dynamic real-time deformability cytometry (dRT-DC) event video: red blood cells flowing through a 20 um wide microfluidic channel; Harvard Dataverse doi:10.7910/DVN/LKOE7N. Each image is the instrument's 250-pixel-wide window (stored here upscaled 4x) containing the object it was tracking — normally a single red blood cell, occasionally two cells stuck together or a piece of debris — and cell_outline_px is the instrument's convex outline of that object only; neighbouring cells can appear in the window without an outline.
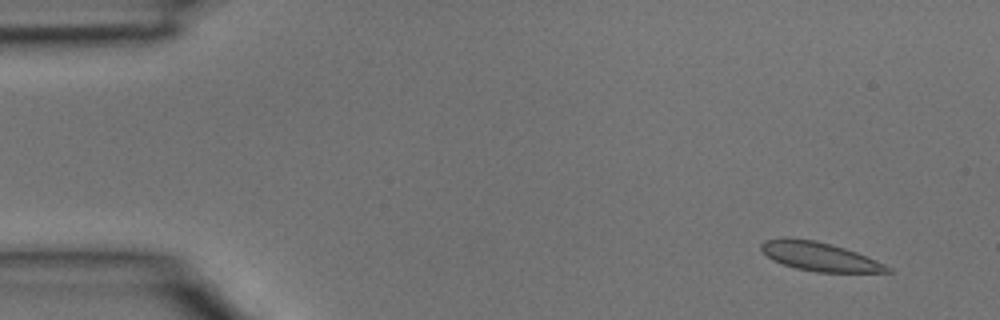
{"species": "common noctule bat (a hibernating species)", "species_latin": "Nyctalus noctula", "temperature_condition": "room temperature", "stored_images_in_passage": 4, "camera_frame_rate_fps": 3000, "um_per_image_px": 0.085, "animal": {"sex": "male", "body_mass_g": 15.6}, "frame": {"image": 1, "passage_image": 1, "time_ms": 0.0, "image_size_px": [1000, 320], "cell_outline_px": [[892, 272], [816, 272], [796, 268], [772, 260], [760, 248], [760, 244], [764, 240], [784, 236], [788, 236], [816, 240], [832, 244], [856, 252], [876, 260], [892, 268]], "centroid_in_image_um": [69.62, 21.78], "position_along_channel_um": 15.4, "area_um2": 21.33}}
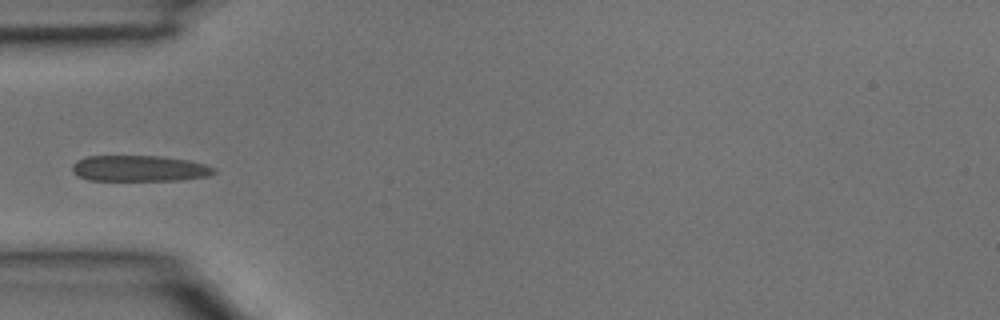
{"frame": {"image": 2, "passage_image": 4, "time_ms": 1.0, "image_size_px": [1000, 320], "cell_outline_px": [[216, 172], [208, 176], [176, 180], [88, 180], [76, 176], [72, 172], [72, 164], [76, 160], [88, 156], [164, 156], [188, 160], [204, 164], [216, 168]], "centroid_in_image_um": [11.81, 14.31], "position_along_channel_um": 73.2, "area_um2": 21.56}}